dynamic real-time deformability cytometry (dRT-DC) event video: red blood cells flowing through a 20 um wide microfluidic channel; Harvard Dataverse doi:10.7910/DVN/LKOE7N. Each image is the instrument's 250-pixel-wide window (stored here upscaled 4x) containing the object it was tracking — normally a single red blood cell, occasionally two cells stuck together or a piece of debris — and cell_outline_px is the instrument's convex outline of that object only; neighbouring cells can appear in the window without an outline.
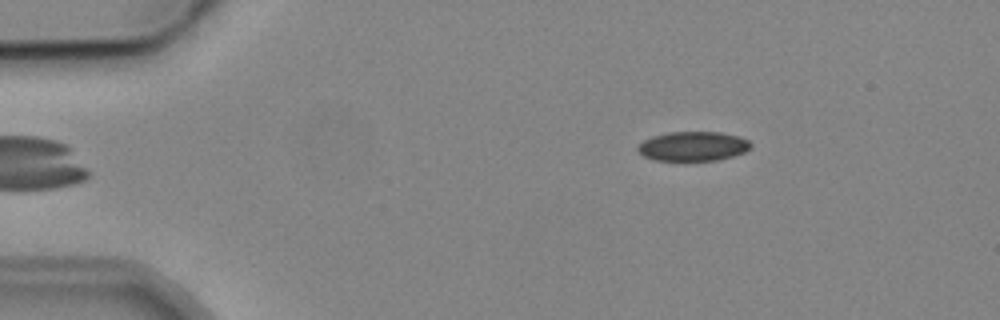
{"species": "common noctule bat (a hibernating species)", "species_latin": "Nyctalus noctula", "temperature_condition": "cold", "stored_images_in_passage": 3, "camera_frame_rate_fps": 3000, "um_per_image_px": 0.085, "animal": {"sex": "male", "body_mass_g": 19.2, "forearm_length_mm": 51.8}, "frame": {"image": 1, "passage_image": 3, "time_ms": 2.333, "image_size_px": [1000, 320], "cell_outline_px": [[752, 144], [744, 152], [732, 156], [716, 160], [652, 160], [644, 156], [636, 148], [644, 140], [652, 136], [668, 132], [720, 132], [740, 136], [748, 140]], "centroid_in_image_um": [58.9, 12.42], "position_along_channel_um": 26.1, "area_um2": 19.25}}